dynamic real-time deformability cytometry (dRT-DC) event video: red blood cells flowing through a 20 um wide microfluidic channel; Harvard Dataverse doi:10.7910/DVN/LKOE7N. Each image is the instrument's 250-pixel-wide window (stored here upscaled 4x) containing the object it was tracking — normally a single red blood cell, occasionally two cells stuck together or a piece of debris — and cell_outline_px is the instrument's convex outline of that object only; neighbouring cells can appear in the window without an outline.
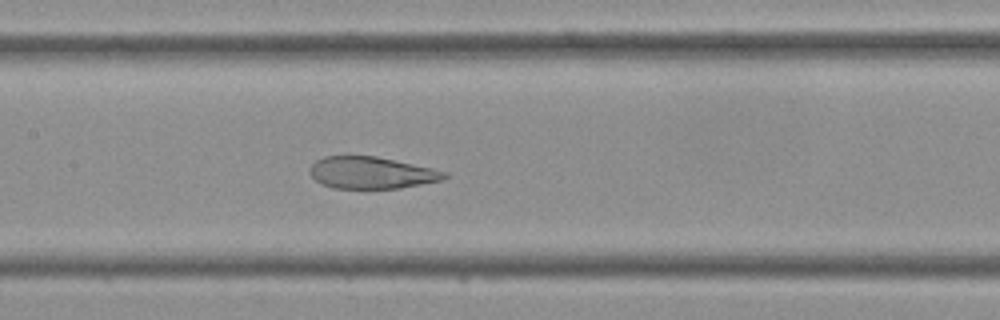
{"species": "Egyptian fruit bat (a non-hibernating species)", "species_latin": "Rousettus aegyptiacus", "temperature_condition": "cold", "stored_images_in_passage": 37, "camera_frame_rate_fps": 3000, "um_per_image_px": 0.085, "frame": {"image": 1, "passage_image": 19, "time_ms": 6.0, "image_size_px": [1000, 320], "cell_outline_px": [[448, 176], [444, 180], [400, 188], [332, 188], [316, 180], [312, 176], [308, 168], [316, 160], [324, 156], [376, 156], [432, 168], [448, 172]], "centroid_in_image_um": [31.59, 14.68], "position_along_channel_um": 175.8, "area_um2": 24.97}}
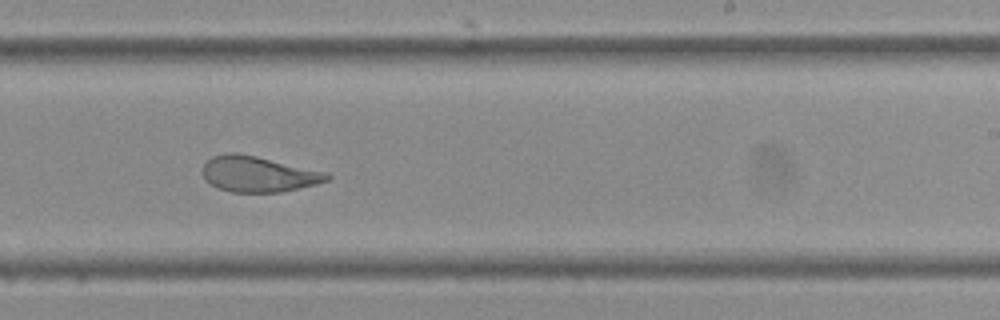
{"frame": {"image": 2, "passage_image": 25, "time_ms": 8.0, "image_size_px": [1000, 320], "cell_outline_px": [[332, 176], [328, 180], [316, 184], [280, 192], [232, 192], [220, 188], [204, 180], [200, 172], [204, 164], [212, 156], [228, 152], [236, 152], [256, 156], [324, 172]], "centroid_in_image_um": [21.89, 14.79], "position_along_channel_um": 267.1, "area_um2": 25.66}}
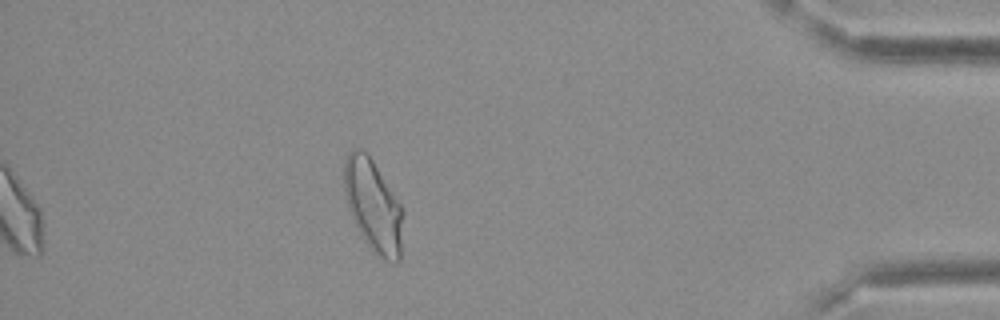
{"frame": {"image": 3, "passage_image": 37, "time_ms": 12.0, "image_size_px": [1000, 320], "cell_outline_px": [[404, 212], [400, 260], [396, 264], [384, 260], [368, 244], [360, 232], [348, 208], [344, 192], [344, 160], [348, 152], [352, 148], [360, 148], [372, 160], [404, 208]], "centroid_in_image_um": [31.75, 17.48], "position_along_channel_um": 403.5, "area_um2": 31.56}}